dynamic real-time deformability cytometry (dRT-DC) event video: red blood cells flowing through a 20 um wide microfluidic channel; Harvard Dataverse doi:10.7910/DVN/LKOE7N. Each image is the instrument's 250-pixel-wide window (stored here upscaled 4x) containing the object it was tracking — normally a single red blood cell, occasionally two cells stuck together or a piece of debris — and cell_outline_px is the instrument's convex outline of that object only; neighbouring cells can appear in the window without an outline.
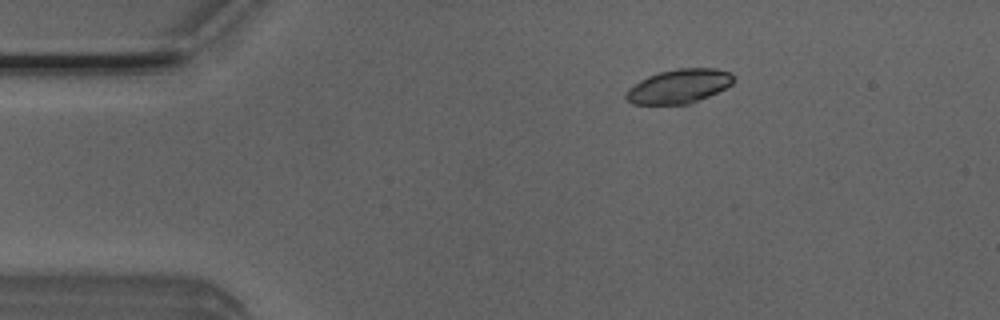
{"species": "Egyptian fruit bat (a non-hibernating species)", "species_latin": "Rousettus aegyptiacus", "temperature_condition": "room temperature", "stored_images_in_passage": 5, "camera_frame_rate_fps": 3000, "um_per_image_px": 0.085, "animal": {"sex": "male"}, "frame": {"image": 1, "passage_image": 3, "time_ms": 0.667, "image_size_px": [1000, 320], "cell_outline_px": [[732, 84], [708, 96], [688, 104], [632, 104], [624, 96], [624, 92], [628, 88], [640, 80], [648, 76], [660, 72], [676, 68], [716, 68], [732, 72]], "centroid_in_image_um": [57.68, 7.32], "position_along_channel_um": 27.3, "area_um2": 21.27}}